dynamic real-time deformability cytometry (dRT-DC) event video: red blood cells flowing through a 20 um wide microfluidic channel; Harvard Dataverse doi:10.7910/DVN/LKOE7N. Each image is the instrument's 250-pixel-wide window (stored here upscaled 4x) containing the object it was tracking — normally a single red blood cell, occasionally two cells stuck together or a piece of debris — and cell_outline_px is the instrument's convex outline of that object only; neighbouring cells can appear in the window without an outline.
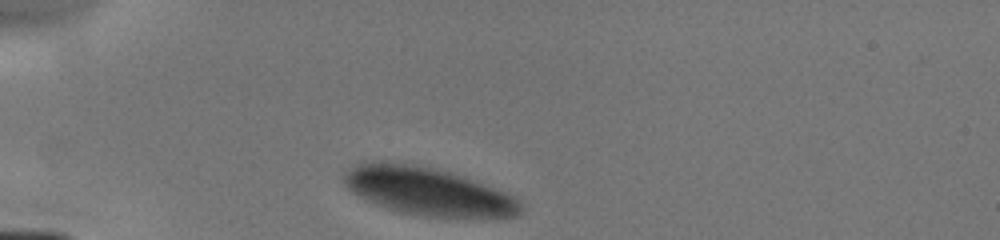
{"species": "human", "species_latin": "Homo sapiens", "temperature_condition": "cold", "stored_images_in_passage": 7, "camera_frame_rate_fps": 3000, "um_per_image_px": 0.085, "donor": {"sex": "male"}, "frame": {"image": 1, "passage_image": 1, "time_ms": 0.0, "image_size_px": [1000, 240], "cell_outline_px": [[524, 204], [520, 212], [516, 216], [472, 220], [424, 216], [400, 212], [384, 208], [352, 192], [344, 184], [344, 176], [356, 164], [364, 160], [384, 160], [412, 164], [432, 168], [448, 172], [472, 180], [516, 196]], "centroid_in_image_um": [36.43, 16.3], "position_along_channel_um": 48.6, "area_um2": 50.11}}
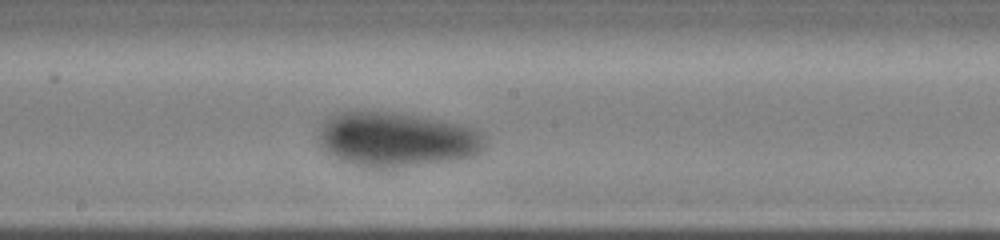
{"frame": {"image": 2, "passage_image": 7, "time_ms": 4.667, "image_size_px": [1000, 240], "cell_outline_px": [[488, 144], [476, 156], [456, 160], [396, 168], [372, 168], [352, 164], [336, 160], [320, 144], [320, 124], [324, 120], [340, 112], [392, 112], [436, 120], [456, 124], [472, 128], [480, 132], [488, 140]], "centroid_in_image_um": [33.73, 11.89], "position_along_channel_um": 214.5, "area_um2": 52.89}}